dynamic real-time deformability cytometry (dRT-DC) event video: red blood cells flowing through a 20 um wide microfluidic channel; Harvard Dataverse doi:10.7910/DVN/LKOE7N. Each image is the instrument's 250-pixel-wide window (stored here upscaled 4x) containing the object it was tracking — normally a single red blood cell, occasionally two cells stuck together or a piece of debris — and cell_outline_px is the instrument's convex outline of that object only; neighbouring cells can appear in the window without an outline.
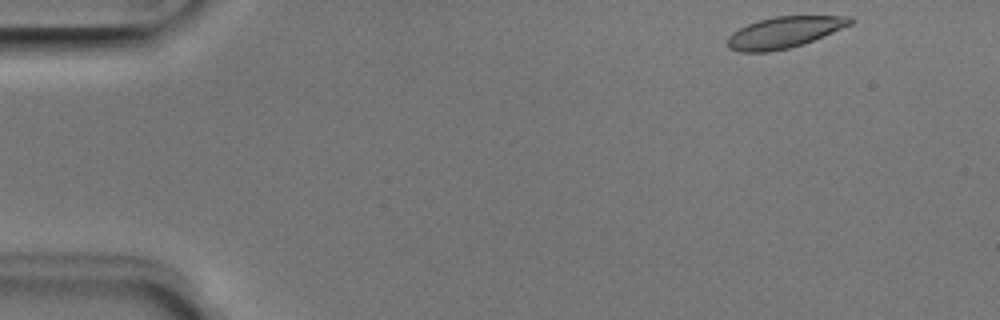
{"species": "Egyptian fruit bat (a non-hibernating species)", "species_latin": "Rousettus aegyptiacus", "temperature_condition": "room temperature", "stored_images_in_passage": 47, "camera_frame_rate_fps": 3000, "um_per_image_px": 0.085, "animal": {"sex": "male"}, "frame": {"image": 1, "passage_image": 1, "time_ms": 0.0, "image_size_px": [1000, 320], "cell_outline_px": [[856, 20], [852, 24], [804, 44], [788, 48], [768, 52], [740, 52], [728, 48], [728, 36], [732, 32], [748, 24], [772, 16], [852, 16]], "centroid_in_image_um": [66.68, 2.74], "position_along_channel_um": 18.3, "area_um2": 22.37}}
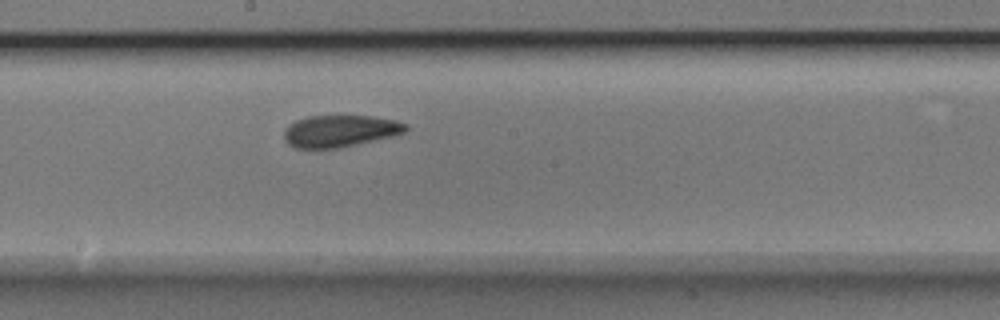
{"frame": {"image": 2, "passage_image": 24, "time_ms": 7.667, "image_size_px": [1000, 320], "cell_outline_px": [[408, 128], [404, 132], [396, 136], [340, 148], [296, 148], [288, 144], [284, 140], [284, 128], [288, 124], [296, 120], [308, 116], [372, 116], [396, 120], [408, 124]], "centroid_in_image_um": [28.91, 11.14], "position_along_channel_um": 219.3, "area_um2": 22.95}}
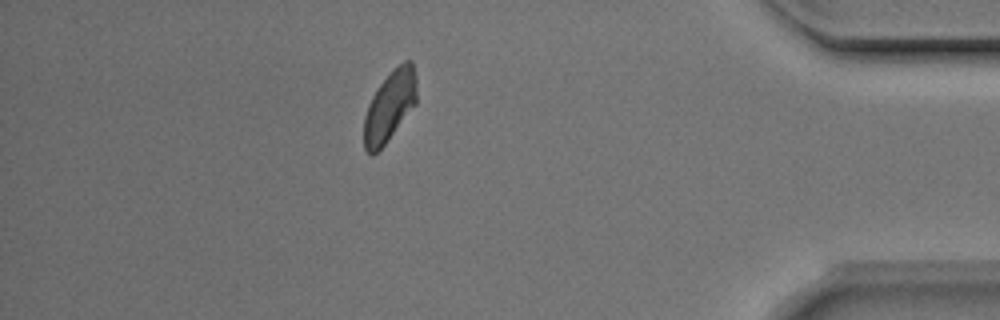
{"frame": {"image": 3, "passage_image": 41, "time_ms": 13.333, "image_size_px": [1000, 320], "cell_outline_px": [[416, 104], [384, 144], [372, 156], [364, 148], [364, 116], [368, 104], [372, 96], [380, 84], [392, 68], [404, 60], [412, 60], [416, 76]], "centroid_in_image_um": [33.13, 8.97], "position_along_channel_um": 402.1, "area_um2": 21.62}, "authors_computed_cell_mechanics": {"area_um2": 23.0622, "velocity_mm_per_s": 3.9392, "shape_relaxation_time_tau1_ms": 3.1174, "shape_relaxation_time_tau2_ms": 2.2869, "deformation_change_tau1": 0.1037, "deformation_change_tau2": 0.0684}}